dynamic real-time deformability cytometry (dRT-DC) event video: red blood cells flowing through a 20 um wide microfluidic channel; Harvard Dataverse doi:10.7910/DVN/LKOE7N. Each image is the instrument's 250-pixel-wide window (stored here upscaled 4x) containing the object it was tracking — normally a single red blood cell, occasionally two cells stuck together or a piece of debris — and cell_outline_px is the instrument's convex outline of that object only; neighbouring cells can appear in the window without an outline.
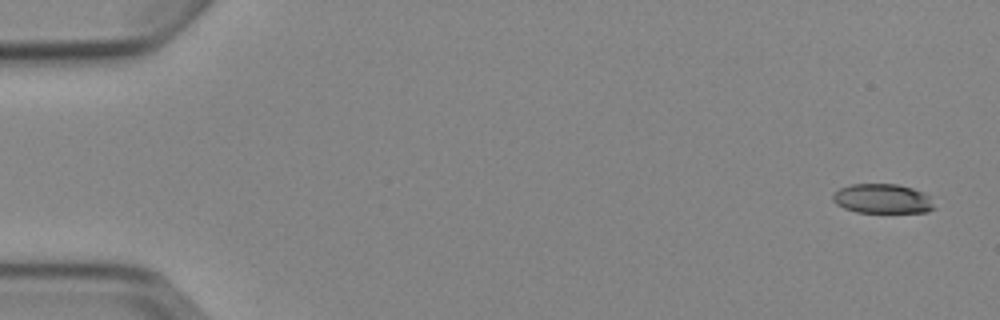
{"species": "Egyptian fruit bat (a non-hibernating species)", "species_latin": "Rousettus aegyptiacus", "temperature_condition": "cold", "stored_images_in_passage": 4, "camera_frame_rate_fps": 3000, "um_per_image_px": 0.085, "animal": {"sex": "female"}, "frame": {"image": 1, "passage_image": 1, "time_ms": 0.0, "image_size_px": [1000, 320], "cell_outline_px": [[936, 208], [928, 212], [856, 212], [844, 208], [836, 204], [832, 200], [832, 192], [840, 188], [852, 184], [896, 184], [912, 188], [924, 192], [932, 196]], "centroid_in_image_um": [75.04, 16.89], "position_along_channel_um": 10.0, "area_um2": 17.74}}
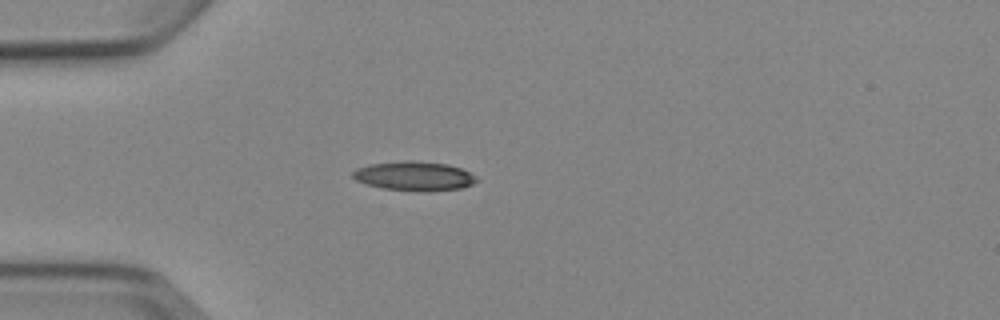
{"frame": {"image": 2, "passage_image": 4, "time_ms": 4.333, "image_size_px": [1000, 320], "cell_outline_px": [[480, 180], [472, 184], [460, 188], [428, 192], [424, 192], [380, 188], [356, 180], [352, 176], [352, 172], [356, 168], [368, 164], [404, 160], [412, 160], [448, 164], [460, 168], [476, 176]], "centroid_in_image_um": [35.2, 14.96], "position_along_channel_um": 49.8, "area_um2": 21.33}}